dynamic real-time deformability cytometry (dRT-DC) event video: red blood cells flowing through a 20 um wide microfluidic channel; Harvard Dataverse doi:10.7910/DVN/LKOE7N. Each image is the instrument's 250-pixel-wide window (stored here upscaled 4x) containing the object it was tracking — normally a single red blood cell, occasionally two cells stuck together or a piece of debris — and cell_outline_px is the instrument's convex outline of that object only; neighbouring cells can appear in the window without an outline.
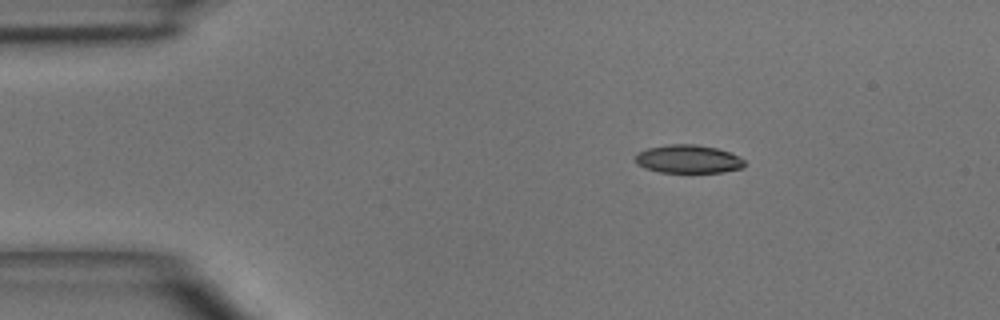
{"species": "common noctule bat (a hibernating species)", "species_latin": "Nyctalus noctula", "temperature_condition": "room temperature", "stored_images_in_passage": 3, "camera_frame_rate_fps": 3000, "um_per_image_px": 0.085, "animal": {"sex": "male", "body_mass_g": 15.6}, "frame": {"image": 1, "passage_image": 2, "time_ms": 1.0, "image_size_px": [1000, 320], "cell_outline_px": [[744, 168], [720, 172], [660, 172], [644, 168], [636, 164], [636, 152], [648, 148], [668, 144], [696, 144], [716, 148], [728, 152], [744, 160]], "centroid_in_image_um": [58.45, 13.52], "position_along_channel_um": 26.5, "area_um2": 17.92}}